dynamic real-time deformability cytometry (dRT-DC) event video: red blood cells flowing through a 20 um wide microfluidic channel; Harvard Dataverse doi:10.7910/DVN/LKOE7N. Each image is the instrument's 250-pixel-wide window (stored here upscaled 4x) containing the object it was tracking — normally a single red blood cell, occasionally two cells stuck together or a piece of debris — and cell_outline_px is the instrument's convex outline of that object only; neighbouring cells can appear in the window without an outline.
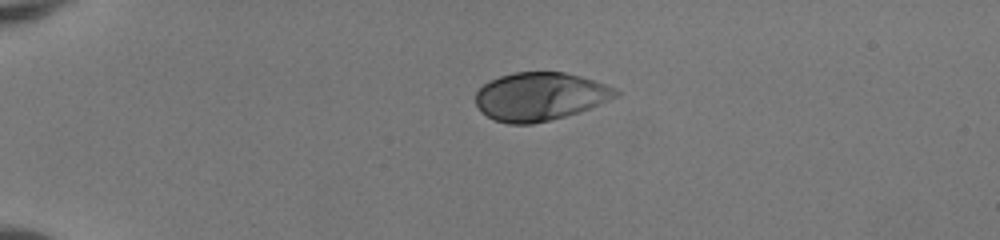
{"species": "human", "species_latin": "Homo sapiens", "temperature_condition": "room temperature", "stored_images_in_passage": 40, "camera_frame_rate_fps": 3000, "um_per_image_px": 0.085, "donor": {"sex": "female"}, "frame": {"image": 1, "passage_image": 1, "time_ms": 0.0, "image_size_px": [1000, 240], "cell_outline_px": [[620, 96], [588, 108], [564, 116], [532, 124], [508, 124], [496, 120], [488, 116], [476, 104], [476, 92], [488, 80], [500, 76], [516, 72], [564, 72], [580, 76], [616, 88], [620, 92]], "centroid_in_image_um": [45.9, 8.19], "position_along_channel_um": 39.1, "area_um2": 38.96}}
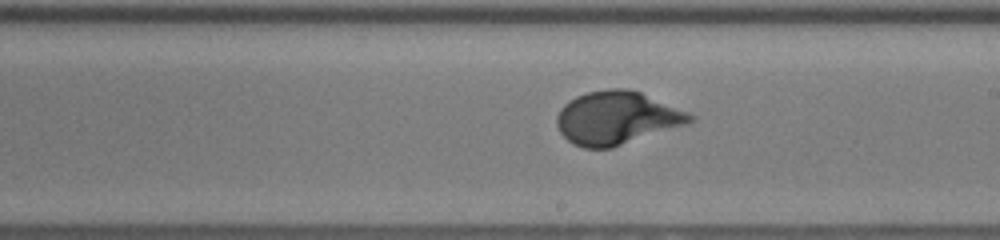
{"frame": {"image": 2, "passage_image": 20, "time_ms": 6.333, "image_size_px": [1000, 240], "cell_outline_px": [[696, 116], [688, 124], [612, 148], [584, 148], [572, 144], [560, 132], [556, 124], [556, 116], [560, 108], [564, 104], [576, 96], [588, 92], [608, 88], [628, 88], [640, 92], [688, 112]], "centroid_in_image_um": [52.41, 10.03], "position_along_channel_um": 236.6, "area_um2": 41.27}}
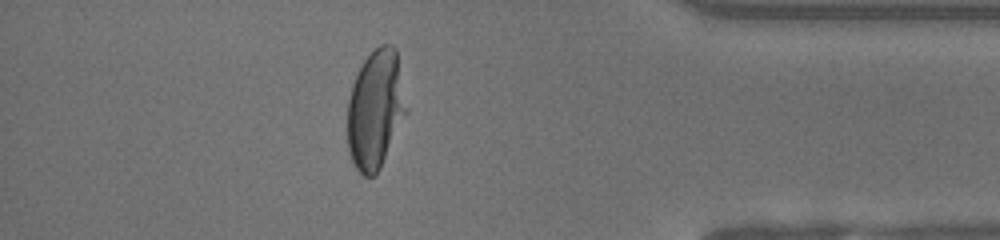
{"frame": {"image": 3, "passage_image": 34, "time_ms": 11.0, "image_size_px": [1000, 240], "cell_outline_px": [[408, 112], [376, 176], [364, 176], [356, 168], [352, 160], [348, 148], [348, 100], [352, 84], [364, 60], [380, 44], [392, 44], [396, 48], [408, 108]], "centroid_in_image_um": [31.94, 9.29], "position_along_channel_um": 403.3, "area_um2": 40.86}, "authors_computed_cell_mechanics": {"area_um2": 40.5756, "velocity_mm_per_s": 4.0818, "shape_relaxation_time_tau1_ms": 3.4046, "shape_relaxation_time_tau2_ms": null, "deformation_change_tau1": 0.2107, "deformation_change_tau2": null}}